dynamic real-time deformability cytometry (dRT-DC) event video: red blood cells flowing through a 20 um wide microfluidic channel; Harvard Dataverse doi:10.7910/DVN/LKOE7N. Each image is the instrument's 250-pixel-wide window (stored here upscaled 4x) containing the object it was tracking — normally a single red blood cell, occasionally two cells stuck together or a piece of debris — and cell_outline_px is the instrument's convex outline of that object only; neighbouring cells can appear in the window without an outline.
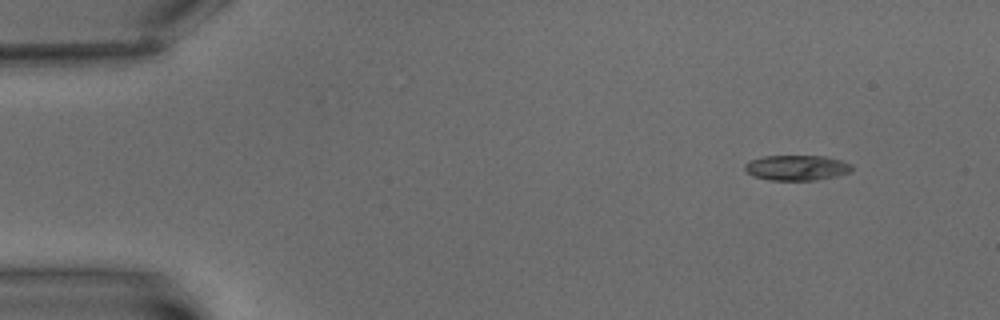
{"species": "common noctule bat (a hibernating species)", "species_latin": "Nyctalus noctula", "temperature_condition": "warm", "stored_images_in_passage": 6, "camera_frame_rate_fps": 3000, "um_per_image_px": 0.085, "animal": {"sex": "male", "body_mass_g": 15.6}, "frame": {"image": 1, "passage_image": 1, "time_ms": 0.0, "image_size_px": [1000, 320], "cell_outline_px": [[852, 172], [836, 176], [816, 180], [768, 180], [752, 176], [744, 168], [744, 164], [748, 160], [764, 156], [824, 156], [840, 160], [852, 164]], "centroid_in_image_um": [67.71, 14.26], "position_along_channel_um": 17.3, "area_um2": 15.9}}
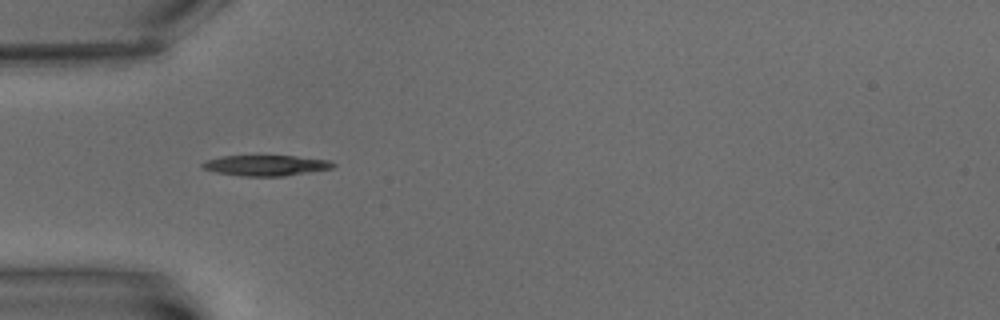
{"frame": {"image": 2, "passage_image": 5, "time_ms": 4.667, "image_size_px": [1000, 320], "cell_outline_px": [[336, 164], [332, 168], [284, 176], [240, 176], [216, 172], [200, 168], [200, 164], [208, 160], [220, 156], [296, 156], [328, 160]], "centroid_in_image_um": [22.56, 14.06], "position_along_channel_um": 62.4, "area_um2": 15.61}}